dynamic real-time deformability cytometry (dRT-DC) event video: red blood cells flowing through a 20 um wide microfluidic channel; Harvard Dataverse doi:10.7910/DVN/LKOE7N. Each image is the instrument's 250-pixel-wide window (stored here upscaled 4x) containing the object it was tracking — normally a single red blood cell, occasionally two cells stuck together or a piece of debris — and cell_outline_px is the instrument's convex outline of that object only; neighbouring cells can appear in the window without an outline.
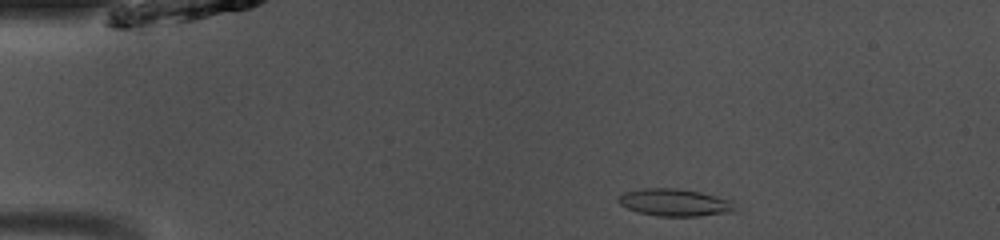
{"species": "common noctule bat (a hibernating species)", "species_latin": "Nyctalus noctula", "temperature_condition": "room temperature", "stored_images_in_passage": 41, "camera_frame_rate_fps": 3000, "um_per_image_px": 0.085, "animal": {"sex": "male", "body_mass_g": 13.0, "forearm_length_mm": 53.1}, "frame": {"image": 1, "passage_image": 1, "time_ms": 0.0, "image_size_px": [1000, 240], "cell_outline_px": [[740, 212], [700, 216], [656, 216], [636, 212], [620, 204], [616, 200], [624, 192], [644, 188], [676, 188], [700, 192], [732, 200], [740, 208]], "centroid_in_image_um": [57.45, 17.23], "position_along_channel_um": 27.5, "area_um2": 19.02}}
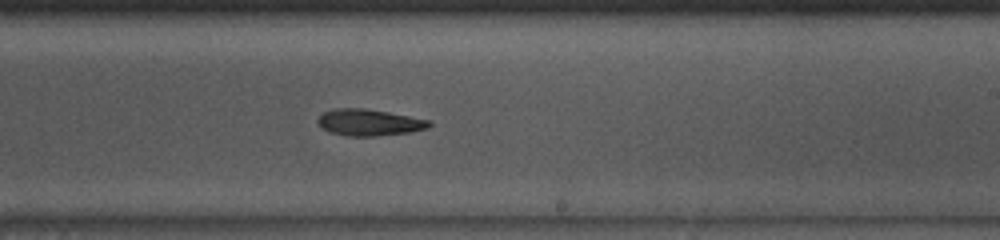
{"frame": {"image": 2, "passage_image": 22, "time_ms": 7.0, "image_size_px": [1000, 240], "cell_outline_px": [[432, 124], [428, 128], [408, 132], [376, 136], [348, 136], [332, 132], [320, 128], [316, 120], [324, 112], [336, 108], [364, 108], [388, 112], [432, 120]], "centroid_in_image_um": [31.38, 10.4], "position_along_channel_um": 257.6, "area_um2": 17.22}}
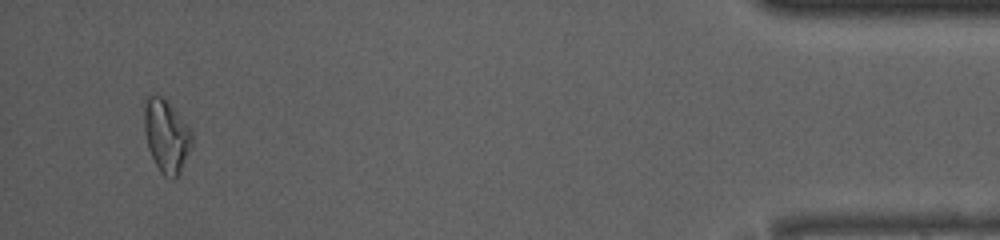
{"frame": {"image": 3, "passage_image": 39, "time_ms": 12.667, "image_size_px": [1000, 240], "cell_outline_px": [[192, 148], [180, 176], [172, 180], [164, 176], [160, 172], [148, 148], [144, 132], [144, 96], [164, 96], [168, 100], [192, 132]], "centroid_in_image_um": [14.15, 11.58], "position_along_channel_um": 421.0, "area_um2": 20.75}, "authors_computed_cell_mechanics": {"area_um2": 17.8024, "velocity_mm_per_s": 4.1245, "shape_relaxation_time_tau1_ms": 5.7256, "shape_relaxation_time_tau2_ms": null, "deformation_change_tau1": 0.1496, "deformation_change_tau2": null}}